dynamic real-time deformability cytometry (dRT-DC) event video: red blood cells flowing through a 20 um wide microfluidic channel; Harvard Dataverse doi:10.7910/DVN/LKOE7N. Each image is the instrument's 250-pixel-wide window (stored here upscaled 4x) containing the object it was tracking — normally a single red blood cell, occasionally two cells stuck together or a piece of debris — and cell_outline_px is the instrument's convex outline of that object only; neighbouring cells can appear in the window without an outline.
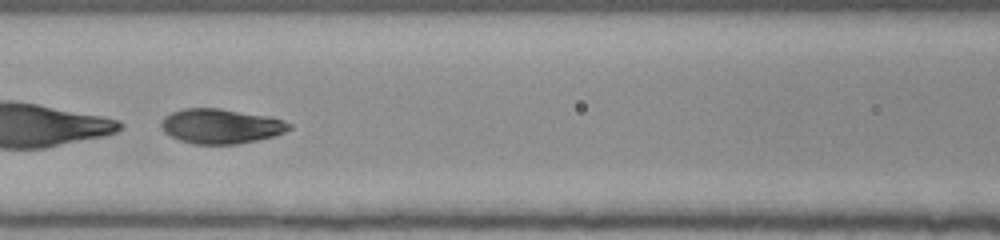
{"species": "human", "species_latin": "Homo sapiens", "temperature_condition": "room temperature", "stored_images_in_passage": 53, "segment_of_instrument_passage": [2, 2], "camera_frame_rate_fps": 3000, "um_per_image_px": 0.085, "donor": {"sex": "female"}, "frame": {"image": 1, "passage_image": 25, "time_ms": 8.0, "image_size_px": [1000, 240], "cell_outline_px": [[292, 128], [284, 132], [272, 136], [240, 144], [192, 144], [180, 140], [164, 132], [160, 128], [160, 124], [164, 116], [172, 112], [184, 108], [220, 108], [268, 116], [284, 120], [292, 124]], "centroid_in_image_um": [18.76, 10.72], "position_along_channel_um": 147.8, "area_um2": 26.01}}
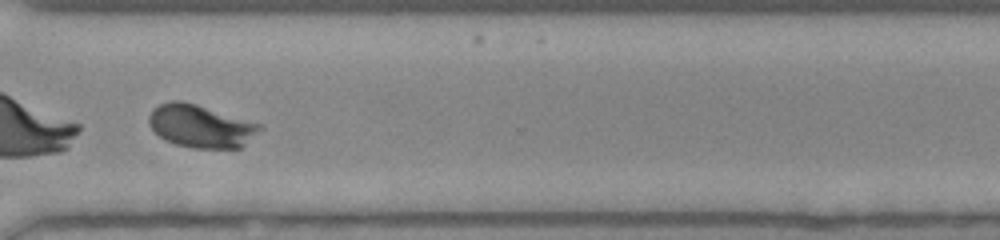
{"frame": {"image": 2, "passage_image": 41, "time_ms": 13.333, "image_size_px": [1000, 240], "cell_outline_px": [[264, 128], [240, 148], [192, 148], [176, 144], [164, 140], [148, 124], [148, 116], [152, 108], [160, 104], [172, 100], [180, 100], [196, 104], [264, 124]], "centroid_in_image_um": [17.08, 10.71], "position_along_channel_um": 353.5, "area_um2": 27.92}}